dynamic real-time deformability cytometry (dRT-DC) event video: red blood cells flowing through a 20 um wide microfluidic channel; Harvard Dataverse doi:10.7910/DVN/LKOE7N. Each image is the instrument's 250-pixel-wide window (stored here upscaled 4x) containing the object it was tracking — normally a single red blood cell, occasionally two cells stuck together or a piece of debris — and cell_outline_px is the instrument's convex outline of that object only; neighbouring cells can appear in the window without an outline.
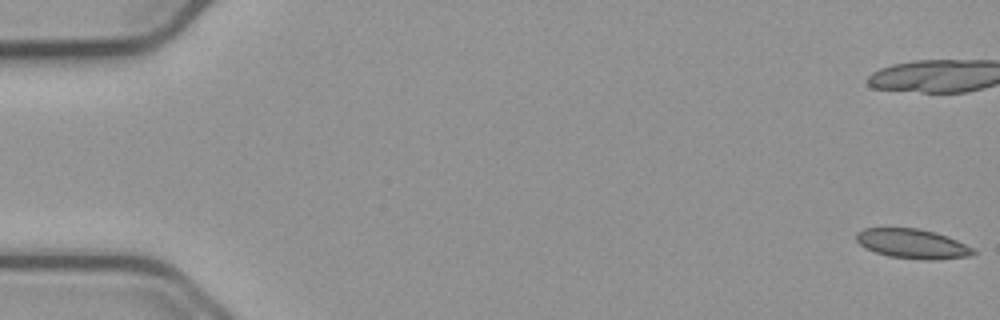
{"species": "common noctule bat (a hibernating species)", "species_latin": "Nyctalus noctula", "temperature_condition": "cold", "stored_images_in_passage": 21, "camera_frame_rate_fps": 3000, "um_per_image_px": 0.085, "animal": {"sex": "male", "body_mass_g": 23.1, "forearm_length_mm": 52.7}, "frame": {"image": 1, "passage_image": 1, "time_ms": 0.0, "image_size_px": [1000, 320], "cell_outline_px": [[976, 252], [968, 256], [936, 260], [928, 260], [888, 256], [864, 248], [856, 240], [856, 232], [864, 228], [916, 228], [936, 232], [948, 236], [972, 248]], "centroid_in_image_um": [77.53, 20.71], "position_along_channel_um": 7.5, "area_um2": 20.06}}